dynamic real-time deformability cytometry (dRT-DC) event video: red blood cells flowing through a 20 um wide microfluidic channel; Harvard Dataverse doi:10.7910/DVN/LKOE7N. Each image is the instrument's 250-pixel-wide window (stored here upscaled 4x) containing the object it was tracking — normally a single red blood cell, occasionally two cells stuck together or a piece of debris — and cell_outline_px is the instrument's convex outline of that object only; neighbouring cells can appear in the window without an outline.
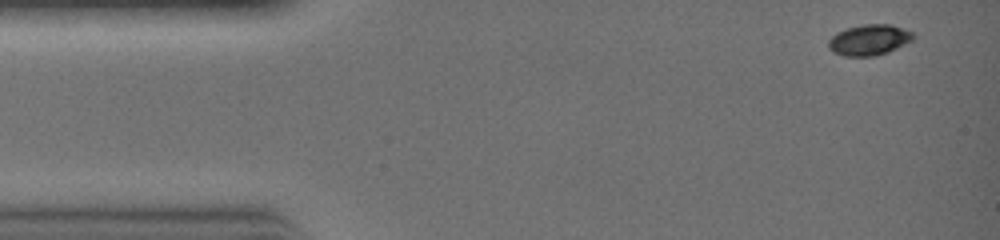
{"species": "common noctule bat (a hibernating species)", "species_latin": "Nyctalus noctula", "temperature_condition": "warm", "stored_images_in_passage": 25, "camera_frame_rate_fps": 3000, "um_per_image_px": 0.085, "animal": {"sex": "female", "body_mass_g": 19.0, "forearm_length_mm": 51.5}, "frame": {"image": 1, "passage_image": 1, "time_ms": 0.0, "image_size_px": [1000, 240], "cell_outline_px": [[912, 40], [888, 52], [872, 56], [844, 56], [828, 48], [828, 40], [836, 32], [848, 28], [864, 24], [888, 24], [912, 32]], "centroid_in_image_um": [73.83, 3.39], "position_along_channel_um": 11.2, "area_um2": 14.85}}
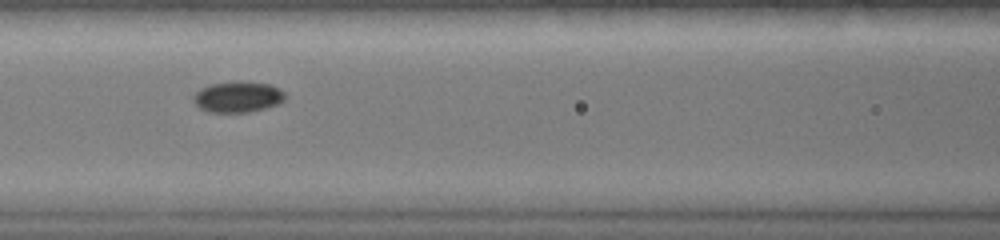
{"frame": {"image": 2, "passage_image": 12, "time_ms": 3.667, "image_size_px": [1000, 240], "cell_outline_px": [[288, 96], [284, 100], [268, 108], [252, 112], [208, 112], [200, 108], [192, 100], [192, 96], [200, 88], [208, 84], [236, 80], [268, 84], [280, 88]], "centroid_in_image_um": [20.21, 8.22], "position_along_channel_um": 146.4, "area_um2": 16.94}}
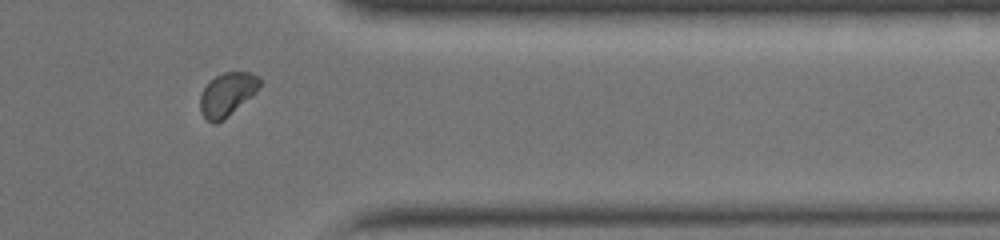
{"frame": {"image": 3, "passage_image": 24, "time_ms": 7.667, "image_size_px": [1000, 240], "cell_outline_px": [[260, 88], [252, 96], [224, 120], [216, 124], [212, 124], [200, 112], [200, 96], [204, 88], [216, 76], [224, 72], [248, 72], [260, 76]], "centroid_in_image_um": [19.33, 8.04], "position_along_channel_um": 392.1, "area_um2": 15.09}}